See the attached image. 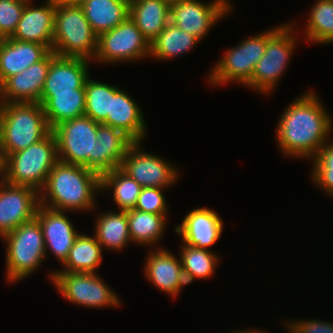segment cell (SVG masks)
Returning a JSON list of instances; mask_svg holds the SVG:
<instances>
[{"instance_id": "obj_8", "label": "cell", "mask_w": 333, "mask_h": 333, "mask_svg": "<svg viewBox=\"0 0 333 333\" xmlns=\"http://www.w3.org/2000/svg\"><path fill=\"white\" fill-rule=\"evenodd\" d=\"M99 124L83 115L56 125L52 132L56 138L58 160L94 171Z\"/></svg>"}, {"instance_id": "obj_38", "label": "cell", "mask_w": 333, "mask_h": 333, "mask_svg": "<svg viewBox=\"0 0 333 333\" xmlns=\"http://www.w3.org/2000/svg\"><path fill=\"white\" fill-rule=\"evenodd\" d=\"M286 323L289 333H333V322L316 319L296 320Z\"/></svg>"}, {"instance_id": "obj_29", "label": "cell", "mask_w": 333, "mask_h": 333, "mask_svg": "<svg viewBox=\"0 0 333 333\" xmlns=\"http://www.w3.org/2000/svg\"><path fill=\"white\" fill-rule=\"evenodd\" d=\"M200 40L171 22L150 43V56L157 60H169L189 52Z\"/></svg>"}, {"instance_id": "obj_20", "label": "cell", "mask_w": 333, "mask_h": 333, "mask_svg": "<svg viewBox=\"0 0 333 333\" xmlns=\"http://www.w3.org/2000/svg\"><path fill=\"white\" fill-rule=\"evenodd\" d=\"M148 254L145 262L144 273L157 289L159 288L173 298L187 285L180 257H177L170 250L160 248Z\"/></svg>"}, {"instance_id": "obj_1", "label": "cell", "mask_w": 333, "mask_h": 333, "mask_svg": "<svg viewBox=\"0 0 333 333\" xmlns=\"http://www.w3.org/2000/svg\"><path fill=\"white\" fill-rule=\"evenodd\" d=\"M331 120L317 94L305 92L280 116L276 127L279 149L288 157L313 158L330 139Z\"/></svg>"}, {"instance_id": "obj_22", "label": "cell", "mask_w": 333, "mask_h": 333, "mask_svg": "<svg viewBox=\"0 0 333 333\" xmlns=\"http://www.w3.org/2000/svg\"><path fill=\"white\" fill-rule=\"evenodd\" d=\"M119 87L114 86L111 116L102 123L122 131L133 142H143L146 124L142 109L135 99Z\"/></svg>"}, {"instance_id": "obj_14", "label": "cell", "mask_w": 333, "mask_h": 333, "mask_svg": "<svg viewBox=\"0 0 333 333\" xmlns=\"http://www.w3.org/2000/svg\"><path fill=\"white\" fill-rule=\"evenodd\" d=\"M40 205L39 192L0 179V237L32 221Z\"/></svg>"}, {"instance_id": "obj_17", "label": "cell", "mask_w": 333, "mask_h": 333, "mask_svg": "<svg viewBox=\"0 0 333 333\" xmlns=\"http://www.w3.org/2000/svg\"><path fill=\"white\" fill-rule=\"evenodd\" d=\"M66 213L39 205L35 216L42 229L46 257L47 250L50 249L61 265L67 259L76 237L80 234Z\"/></svg>"}, {"instance_id": "obj_10", "label": "cell", "mask_w": 333, "mask_h": 333, "mask_svg": "<svg viewBox=\"0 0 333 333\" xmlns=\"http://www.w3.org/2000/svg\"><path fill=\"white\" fill-rule=\"evenodd\" d=\"M96 273L51 271L50 278L58 292L73 304L89 308L120 306L116 292L104 284L99 272Z\"/></svg>"}, {"instance_id": "obj_19", "label": "cell", "mask_w": 333, "mask_h": 333, "mask_svg": "<svg viewBox=\"0 0 333 333\" xmlns=\"http://www.w3.org/2000/svg\"><path fill=\"white\" fill-rule=\"evenodd\" d=\"M26 3L17 28L11 38L19 41L34 42L53 47L54 21L56 5L52 0L43 2L41 6Z\"/></svg>"}, {"instance_id": "obj_28", "label": "cell", "mask_w": 333, "mask_h": 333, "mask_svg": "<svg viewBox=\"0 0 333 333\" xmlns=\"http://www.w3.org/2000/svg\"><path fill=\"white\" fill-rule=\"evenodd\" d=\"M126 214L131 242L151 248L156 247L163 237L167 215L152 214L137 209L127 210Z\"/></svg>"}, {"instance_id": "obj_16", "label": "cell", "mask_w": 333, "mask_h": 333, "mask_svg": "<svg viewBox=\"0 0 333 333\" xmlns=\"http://www.w3.org/2000/svg\"><path fill=\"white\" fill-rule=\"evenodd\" d=\"M56 54L51 50L42 60L32 64L23 72L8 77L0 85V104L40 103L51 60Z\"/></svg>"}, {"instance_id": "obj_23", "label": "cell", "mask_w": 333, "mask_h": 333, "mask_svg": "<svg viewBox=\"0 0 333 333\" xmlns=\"http://www.w3.org/2000/svg\"><path fill=\"white\" fill-rule=\"evenodd\" d=\"M95 141L94 172L104 173L120 168L128 148L134 143L122 131L99 124Z\"/></svg>"}, {"instance_id": "obj_31", "label": "cell", "mask_w": 333, "mask_h": 333, "mask_svg": "<svg viewBox=\"0 0 333 333\" xmlns=\"http://www.w3.org/2000/svg\"><path fill=\"white\" fill-rule=\"evenodd\" d=\"M178 257L181 260L187 285L192 283L194 279L205 280L212 277L220 262L215 252L196 248L186 243H182Z\"/></svg>"}, {"instance_id": "obj_39", "label": "cell", "mask_w": 333, "mask_h": 333, "mask_svg": "<svg viewBox=\"0 0 333 333\" xmlns=\"http://www.w3.org/2000/svg\"><path fill=\"white\" fill-rule=\"evenodd\" d=\"M55 5L80 6L85 0H52Z\"/></svg>"}, {"instance_id": "obj_24", "label": "cell", "mask_w": 333, "mask_h": 333, "mask_svg": "<svg viewBox=\"0 0 333 333\" xmlns=\"http://www.w3.org/2000/svg\"><path fill=\"white\" fill-rule=\"evenodd\" d=\"M170 2L166 0H131L129 16L151 43L170 22Z\"/></svg>"}, {"instance_id": "obj_21", "label": "cell", "mask_w": 333, "mask_h": 333, "mask_svg": "<svg viewBox=\"0 0 333 333\" xmlns=\"http://www.w3.org/2000/svg\"><path fill=\"white\" fill-rule=\"evenodd\" d=\"M49 52L42 44L11 37L0 39V85L8 77L21 73L42 60Z\"/></svg>"}, {"instance_id": "obj_2", "label": "cell", "mask_w": 333, "mask_h": 333, "mask_svg": "<svg viewBox=\"0 0 333 333\" xmlns=\"http://www.w3.org/2000/svg\"><path fill=\"white\" fill-rule=\"evenodd\" d=\"M101 176L80 165L58 161L39 192L40 205L58 211L93 210ZM46 202V203H45Z\"/></svg>"}, {"instance_id": "obj_30", "label": "cell", "mask_w": 333, "mask_h": 333, "mask_svg": "<svg viewBox=\"0 0 333 333\" xmlns=\"http://www.w3.org/2000/svg\"><path fill=\"white\" fill-rule=\"evenodd\" d=\"M85 93H54L43 104L51 130L58 124L85 114Z\"/></svg>"}, {"instance_id": "obj_6", "label": "cell", "mask_w": 333, "mask_h": 333, "mask_svg": "<svg viewBox=\"0 0 333 333\" xmlns=\"http://www.w3.org/2000/svg\"><path fill=\"white\" fill-rule=\"evenodd\" d=\"M293 24L295 25L291 22L280 24L268 30L265 53L256 64L251 80L245 86L266 95L271 94L277 87L298 41L297 34L293 31L295 30Z\"/></svg>"}, {"instance_id": "obj_27", "label": "cell", "mask_w": 333, "mask_h": 333, "mask_svg": "<svg viewBox=\"0 0 333 333\" xmlns=\"http://www.w3.org/2000/svg\"><path fill=\"white\" fill-rule=\"evenodd\" d=\"M96 219L94 236L102 248L117 252L130 244L126 211H106Z\"/></svg>"}, {"instance_id": "obj_36", "label": "cell", "mask_w": 333, "mask_h": 333, "mask_svg": "<svg viewBox=\"0 0 333 333\" xmlns=\"http://www.w3.org/2000/svg\"><path fill=\"white\" fill-rule=\"evenodd\" d=\"M25 5L21 0H0V39L13 35Z\"/></svg>"}, {"instance_id": "obj_12", "label": "cell", "mask_w": 333, "mask_h": 333, "mask_svg": "<svg viewBox=\"0 0 333 333\" xmlns=\"http://www.w3.org/2000/svg\"><path fill=\"white\" fill-rule=\"evenodd\" d=\"M232 8L228 0H179L170 4V22L201 41Z\"/></svg>"}, {"instance_id": "obj_11", "label": "cell", "mask_w": 333, "mask_h": 333, "mask_svg": "<svg viewBox=\"0 0 333 333\" xmlns=\"http://www.w3.org/2000/svg\"><path fill=\"white\" fill-rule=\"evenodd\" d=\"M150 58V43L128 16L114 29L98 36L96 61L102 63L133 62Z\"/></svg>"}, {"instance_id": "obj_7", "label": "cell", "mask_w": 333, "mask_h": 333, "mask_svg": "<svg viewBox=\"0 0 333 333\" xmlns=\"http://www.w3.org/2000/svg\"><path fill=\"white\" fill-rule=\"evenodd\" d=\"M1 238L7 245L6 282L25 279L46 259L42 229L35 218Z\"/></svg>"}, {"instance_id": "obj_40", "label": "cell", "mask_w": 333, "mask_h": 333, "mask_svg": "<svg viewBox=\"0 0 333 333\" xmlns=\"http://www.w3.org/2000/svg\"><path fill=\"white\" fill-rule=\"evenodd\" d=\"M247 330V331H246ZM244 329V330H237V331H233V332H229V333H265V332H263V330H261V331H259V329H256V330H254L253 331V329Z\"/></svg>"}, {"instance_id": "obj_41", "label": "cell", "mask_w": 333, "mask_h": 333, "mask_svg": "<svg viewBox=\"0 0 333 333\" xmlns=\"http://www.w3.org/2000/svg\"><path fill=\"white\" fill-rule=\"evenodd\" d=\"M166 1L172 3V2H175V1H179V0H166Z\"/></svg>"}, {"instance_id": "obj_5", "label": "cell", "mask_w": 333, "mask_h": 333, "mask_svg": "<svg viewBox=\"0 0 333 333\" xmlns=\"http://www.w3.org/2000/svg\"><path fill=\"white\" fill-rule=\"evenodd\" d=\"M97 40L81 6L56 5L52 51L57 56L95 61Z\"/></svg>"}, {"instance_id": "obj_13", "label": "cell", "mask_w": 333, "mask_h": 333, "mask_svg": "<svg viewBox=\"0 0 333 333\" xmlns=\"http://www.w3.org/2000/svg\"><path fill=\"white\" fill-rule=\"evenodd\" d=\"M142 143L134 142L127 150L120 169L136 180L142 188H167L175 184L180 173L159 155L140 149Z\"/></svg>"}, {"instance_id": "obj_9", "label": "cell", "mask_w": 333, "mask_h": 333, "mask_svg": "<svg viewBox=\"0 0 333 333\" xmlns=\"http://www.w3.org/2000/svg\"><path fill=\"white\" fill-rule=\"evenodd\" d=\"M268 31L242 40L239 45L226 50V53L211 68L209 84L225 85L238 82L246 85L252 78L254 68L265 53Z\"/></svg>"}, {"instance_id": "obj_18", "label": "cell", "mask_w": 333, "mask_h": 333, "mask_svg": "<svg viewBox=\"0 0 333 333\" xmlns=\"http://www.w3.org/2000/svg\"><path fill=\"white\" fill-rule=\"evenodd\" d=\"M175 233L182 236L183 243L200 249L210 250L222 235L223 220L217 212L210 208L191 210L181 224L175 228Z\"/></svg>"}, {"instance_id": "obj_35", "label": "cell", "mask_w": 333, "mask_h": 333, "mask_svg": "<svg viewBox=\"0 0 333 333\" xmlns=\"http://www.w3.org/2000/svg\"><path fill=\"white\" fill-rule=\"evenodd\" d=\"M312 159V181L333 197V141L324 144Z\"/></svg>"}, {"instance_id": "obj_37", "label": "cell", "mask_w": 333, "mask_h": 333, "mask_svg": "<svg viewBox=\"0 0 333 333\" xmlns=\"http://www.w3.org/2000/svg\"><path fill=\"white\" fill-rule=\"evenodd\" d=\"M164 189L166 188H142L135 209L152 214H167L168 206L163 194Z\"/></svg>"}, {"instance_id": "obj_4", "label": "cell", "mask_w": 333, "mask_h": 333, "mask_svg": "<svg viewBox=\"0 0 333 333\" xmlns=\"http://www.w3.org/2000/svg\"><path fill=\"white\" fill-rule=\"evenodd\" d=\"M58 161L56 138L51 131L41 141L6 156L0 162V178L40 192Z\"/></svg>"}, {"instance_id": "obj_34", "label": "cell", "mask_w": 333, "mask_h": 333, "mask_svg": "<svg viewBox=\"0 0 333 333\" xmlns=\"http://www.w3.org/2000/svg\"><path fill=\"white\" fill-rule=\"evenodd\" d=\"M85 114L95 122L102 124L107 116H111L114 86L92 80L85 81Z\"/></svg>"}, {"instance_id": "obj_25", "label": "cell", "mask_w": 333, "mask_h": 333, "mask_svg": "<svg viewBox=\"0 0 333 333\" xmlns=\"http://www.w3.org/2000/svg\"><path fill=\"white\" fill-rule=\"evenodd\" d=\"M80 6L97 36L114 29L129 16L128 0H85Z\"/></svg>"}, {"instance_id": "obj_15", "label": "cell", "mask_w": 333, "mask_h": 333, "mask_svg": "<svg viewBox=\"0 0 333 333\" xmlns=\"http://www.w3.org/2000/svg\"><path fill=\"white\" fill-rule=\"evenodd\" d=\"M89 63L85 58L56 55L50 62L40 104L54 93H85Z\"/></svg>"}, {"instance_id": "obj_33", "label": "cell", "mask_w": 333, "mask_h": 333, "mask_svg": "<svg viewBox=\"0 0 333 333\" xmlns=\"http://www.w3.org/2000/svg\"><path fill=\"white\" fill-rule=\"evenodd\" d=\"M304 38L310 43L333 42V0H317L310 10Z\"/></svg>"}, {"instance_id": "obj_3", "label": "cell", "mask_w": 333, "mask_h": 333, "mask_svg": "<svg viewBox=\"0 0 333 333\" xmlns=\"http://www.w3.org/2000/svg\"><path fill=\"white\" fill-rule=\"evenodd\" d=\"M51 131L40 103L0 104V162L41 141Z\"/></svg>"}, {"instance_id": "obj_32", "label": "cell", "mask_w": 333, "mask_h": 333, "mask_svg": "<svg viewBox=\"0 0 333 333\" xmlns=\"http://www.w3.org/2000/svg\"><path fill=\"white\" fill-rule=\"evenodd\" d=\"M111 188V189H110ZM113 190V200L119 211L135 209L142 186L120 168L101 176V190Z\"/></svg>"}, {"instance_id": "obj_42", "label": "cell", "mask_w": 333, "mask_h": 333, "mask_svg": "<svg viewBox=\"0 0 333 333\" xmlns=\"http://www.w3.org/2000/svg\"><path fill=\"white\" fill-rule=\"evenodd\" d=\"M21 1L26 2V3L31 2V0H21Z\"/></svg>"}, {"instance_id": "obj_26", "label": "cell", "mask_w": 333, "mask_h": 333, "mask_svg": "<svg viewBox=\"0 0 333 333\" xmlns=\"http://www.w3.org/2000/svg\"><path fill=\"white\" fill-rule=\"evenodd\" d=\"M102 249L95 236L80 233L62 264L64 269L54 272L95 273L102 262Z\"/></svg>"}]
</instances>
